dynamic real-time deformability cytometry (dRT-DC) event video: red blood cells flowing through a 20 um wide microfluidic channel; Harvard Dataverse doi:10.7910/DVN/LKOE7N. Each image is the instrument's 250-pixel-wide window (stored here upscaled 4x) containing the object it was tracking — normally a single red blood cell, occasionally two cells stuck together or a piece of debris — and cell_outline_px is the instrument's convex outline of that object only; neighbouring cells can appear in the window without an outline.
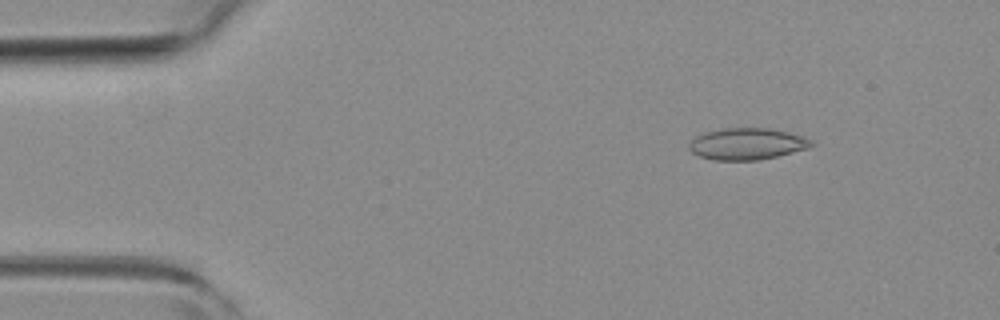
{"species": "common noctule bat (a hibernating species)", "species_latin": "Nyctalus noctula", "temperature_condition": "room temperature", "stored_images_in_passage": 3, "camera_frame_rate_fps": 3000, "um_per_image_px": 0.085, "animal": {"sex": "female", "body_mass_g": 19.3, "forearm_length_mm": 54.1}, "frame": {"image": 1, "passage_image": 2, "time_ms": 0.333, "image_size_px": [1000, 320], "cell_outline_px": [[816, 144], [808, 148], [760, 160], [712, 160], [700, 156], [692, 152], [688, 148], [688, 144], [696, 136], [704, 132], [720, 128], [768, 128], [788, 132], [804, 136]], "centroid_in_image_um": [63.48, 12.22], "position_along_channel_um": 21.5, "area_um2": 22.6}}